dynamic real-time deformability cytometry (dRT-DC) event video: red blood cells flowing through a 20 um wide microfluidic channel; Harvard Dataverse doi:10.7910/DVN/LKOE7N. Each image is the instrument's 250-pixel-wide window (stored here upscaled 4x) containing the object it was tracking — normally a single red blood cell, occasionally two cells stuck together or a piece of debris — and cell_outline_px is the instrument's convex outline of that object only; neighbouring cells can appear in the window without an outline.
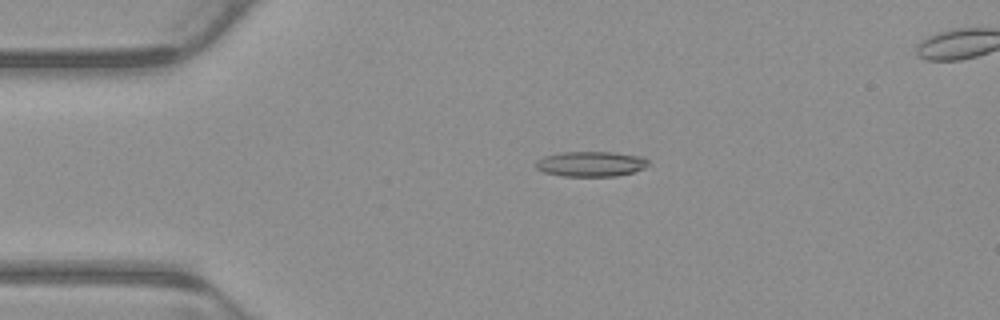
{"species": "common noctule bat (a hibernating species)", "species_latin": "Nyctalus noctula", "temperature_condition": "warm", "stored_images_in_passage": 5, "camera_frame_rate_fps": 3000, "um_per_image_px": 0.085, "animal": {"sex": "male", "body_mass_g": 23.1, "forearm_length_mm": 52.7}, "frame": {"image": 1, "passage_image": 3, "time_ms": 0.667, "image_size_px": [1000, 320], "cell_outline_px": [[648, 164], [644, 168], [632, 172], [616, 176], [564, 176], [544, 172], [536, 168], [536, 160], [544, 156], [560, 152], [612, 152], [644, 156], [648, 160]], "centroid_in_image_um": [50.23, 13.92], "position_along_channel_um": 34.8, "area_um2": 16.53}}